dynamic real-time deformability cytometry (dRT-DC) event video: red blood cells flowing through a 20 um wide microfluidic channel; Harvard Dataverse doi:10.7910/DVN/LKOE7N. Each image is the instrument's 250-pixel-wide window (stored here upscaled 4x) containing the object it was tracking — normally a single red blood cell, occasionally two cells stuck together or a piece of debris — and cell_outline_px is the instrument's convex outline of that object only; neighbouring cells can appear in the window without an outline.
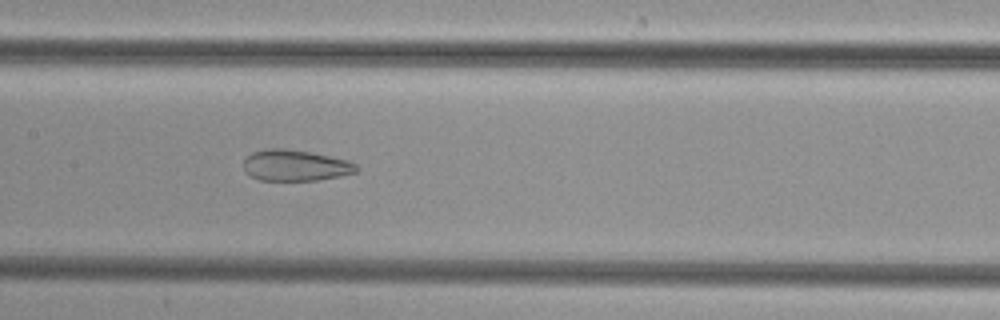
{"species": "common noctule bat (a hibernating species)", "species_latin": "Nyctalus noctula", "temperature_condition": "cold", "stored_images_in_passage": 42, "camera_frame_rate_fps": 3000, "um_per_image_px": 0.085, "animal": {"sex": "female", "body_mass_g": 29.2, "forearm_length_mm": 56.3}, "frame": {"image": 1, "passage_image": 21, "time_ms": 6.667, "image_size_px": [1000, 320], "cell_outline_px": [[356, 172], [340, 176], [316, 180], [260, 180], [244, 172], [244, 160], [252, 152], [264, 148], [284, 148], [312, 152], [348, 160], [356, 164]], "centroid_in_image_um": [25.08, 14.04], "position_along_channel_um": 182.3, "area_um2": 20.46}}
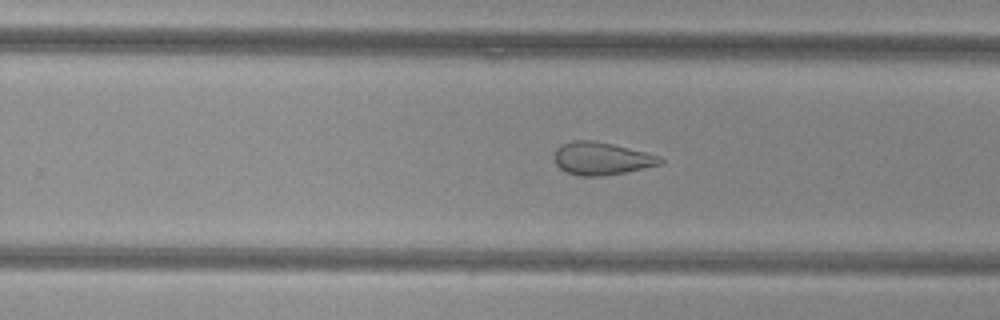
{"frame": {"image": 2, "passage_image": 28, "time_ms": 9.0, "image_size_px": [1000, 320], "cell_outline_px": [[664, 160], [660, 164], [624, 172], [600, 176], [580, 176], [568, 172], [560, 168], [556, 164], [552, 156], [556, 148], [560, 144], [572, 140], [592, 140], [612, 144], [660, 156]], "centroid_in_image_um": [51.06, 13.46], "position_along_channel_um": 278.7, "area_um2": 20.06}}
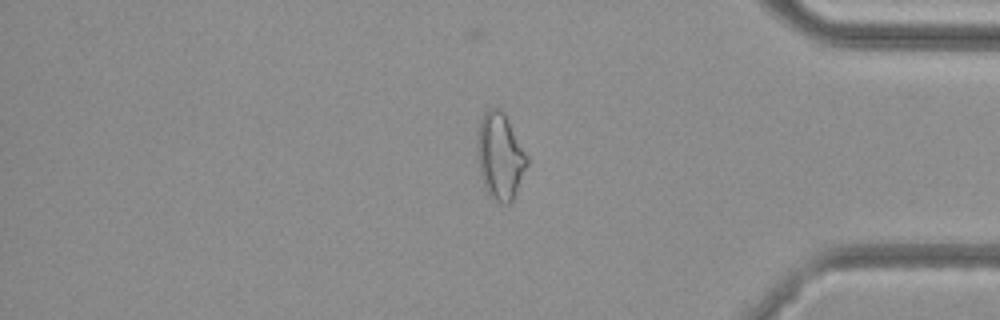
{"frame": {"image": 3, "passage_image": 38, "time_ms": 12.333, "image_size_px": [1000, 320], "cell_outline_px": [[528, 164], [516, 192], [512, 200], [508, 204], [500, 204], [488, 196], [484, 188], [480, 172], [476, 152], [476, 136], [480, 120], [484, 112], [488, 108], [496, 108], [504, 112], [528, 156]], "centroid_in_image_um": [42.48, 13.29], "position_along_channel_um": 392.7, "area_um2": 25.43}}